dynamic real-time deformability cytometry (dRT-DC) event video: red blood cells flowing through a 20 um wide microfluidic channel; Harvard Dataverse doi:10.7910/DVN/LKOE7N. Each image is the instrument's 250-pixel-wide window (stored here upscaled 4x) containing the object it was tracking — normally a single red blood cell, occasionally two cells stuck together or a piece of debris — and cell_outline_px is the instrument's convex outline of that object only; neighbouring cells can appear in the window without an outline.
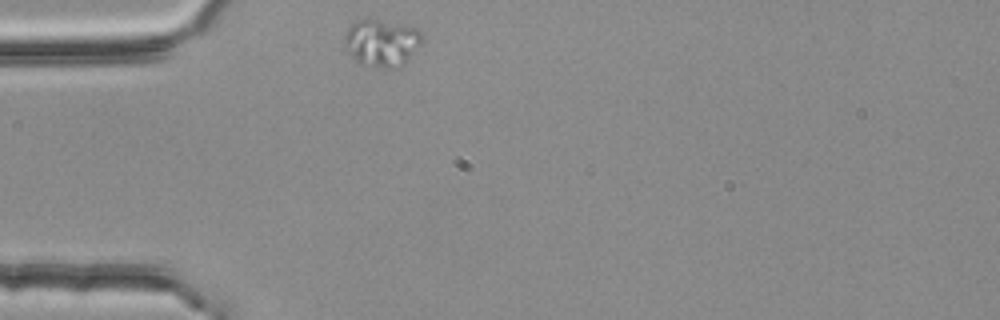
{"species": "common noctule bat (a hibernating species)", "species_latin": "Nyctalus noctula", "temperature_condition": "room temperature", "stored_images_in_passage": 1, "camera_frame_rate_fps": 3000, "um_per_image_px": 0.085, "animal": {"sex": "female", "body_mass_g": 25.1}, "frame": {"image": 1, "passage_image": 1, "time_ms": 0.0, "image_size_px": [1000, 320], "cell_outline_px": [[420, 44], [404, 64], [400, 68], [380, 68], [360, 64], [348, 52], [344, 44], [344, 36], [348, 28], [356, 20], [380, 20], [420, 28]], "centroid_in_image_um": [32.43, 3.65], "position_along_channel_um": 52.6, "area_um2": 21.21}}